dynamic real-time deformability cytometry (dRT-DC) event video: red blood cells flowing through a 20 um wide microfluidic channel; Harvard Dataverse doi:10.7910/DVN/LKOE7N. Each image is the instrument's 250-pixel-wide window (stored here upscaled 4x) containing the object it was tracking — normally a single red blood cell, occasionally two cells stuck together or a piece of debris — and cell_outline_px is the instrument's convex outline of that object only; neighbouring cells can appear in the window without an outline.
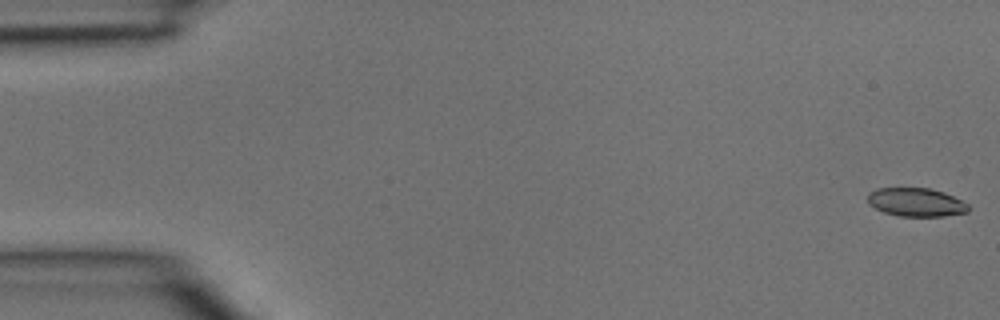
{"species": "common noctule bat (a hibernating species)", "species_latin": "Nyctalus noctula", "temperature_condition": "room temperature", "stored_images_in_passage": 13, "camera_frame_rate_fps": 3000, "um_per_image_px": 0.085, "animal": {"sex": "male", "body_mass_g": 15.6}, "frame": {"image": 1, "passage_image": 1, "time_ms": 0.0, "image_size_px": [1000, 320], "cell_outline_px": [[968, 212], [944, 216], [900, 216], [884, 212], [868, 204], [868, 192], [876, 188], [928, 188], [944, 192], [968, 204]], "centroid_in_image_um": [77.84, 17.18], "position_along_channel_um": 7.2, "area_um2": 16.65}}